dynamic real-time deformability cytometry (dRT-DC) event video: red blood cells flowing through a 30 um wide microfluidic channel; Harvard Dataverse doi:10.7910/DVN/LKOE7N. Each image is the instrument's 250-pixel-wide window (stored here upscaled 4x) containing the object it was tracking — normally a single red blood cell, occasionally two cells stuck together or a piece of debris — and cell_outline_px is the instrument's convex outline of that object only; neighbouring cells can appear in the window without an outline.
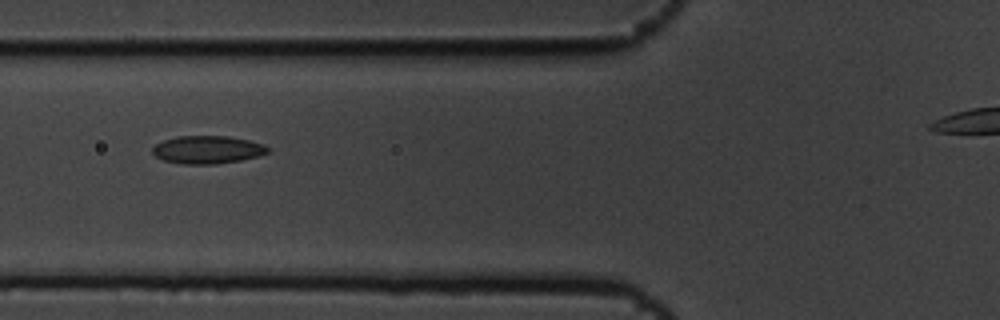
{"species": "common noctule bat (a hibernating species)", "species_latin": "Nyctalus noctula", "temperature_condition": "cold", "stored_images_in_passage": 12, "camera_frame_rate_fps": 3000, "um_per_image_px": 0.085, "animal": {"sex": "male", "body_mass_g": 19.5, "forearm_length_mm": 54.6}, "frame": {"image": 1, "passage_image": 3, "time_ms": 0.667, "image_size_px": [1000, 320], "cell_outline_px": [[268, 152], [260, 156], [240, 160], [216, 164], [184, 164], [164, 160], [156, 156], [152, 152], [152, 148], [156, 144], [164, 140], [176, 136], [228, 136], [248, 140], [264, 144], [268, 148]], "centroid_in_image_um": [17.64, 12.72], "position_along_channel_um": 108.2, "area_um2": 18.67}}
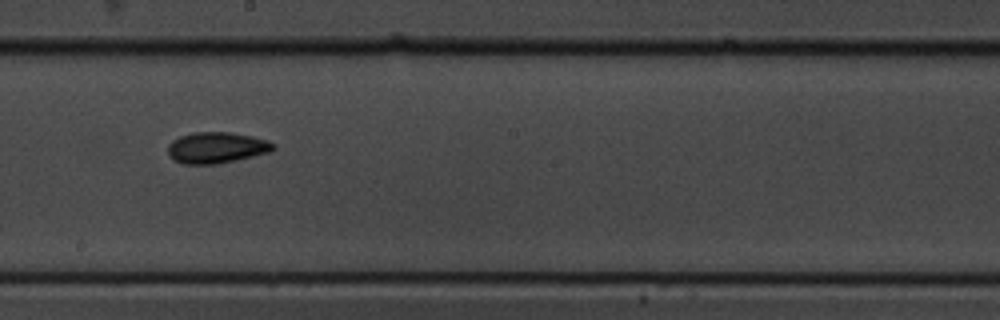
{"frame": {"image": 2, "passage_image": 6, "time_ms": 1.667, "image_size_px": [1000, 320], "cell_outline_px": [[276, 148], [268, 152], [252, 156], [216, 164], [184, 164], [172, 160], [168, 156], [168, 144], [172, 140], [180, 136], [192, 132], [232, 132], [252, 136], [268, 140], [276, 144]], "centroid_in_image_um": [18.38, 12.54], "position_along_channel_um": 229.8, "area_um2": 19.25}}
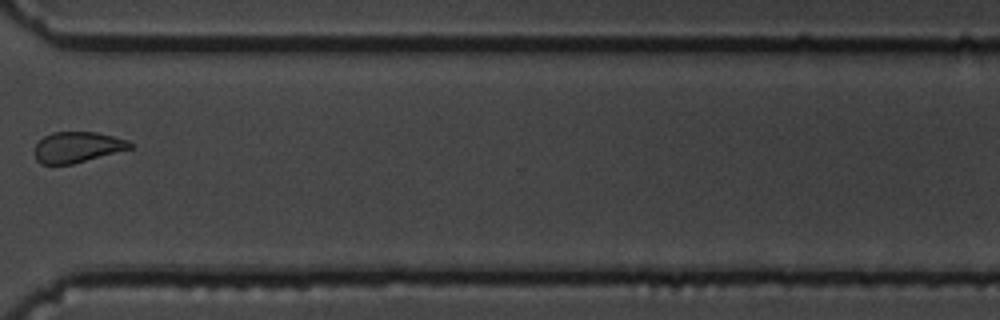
{"frame": {"image": 3, "passage_image": 9, "time_ms": 2.667, "image_size_px": [1000, 320], "cell_outline_px": [[132, 148], [72, 164], [40, 164], [36, 160], [36, 144], [44, 136], [52, 132], [96, 132], [128, 140], [132, 144]], "centroid_in_image_um": [6.57, 12.5], "position_along_channel_um": 364.0, "area_um2": 16.88}}